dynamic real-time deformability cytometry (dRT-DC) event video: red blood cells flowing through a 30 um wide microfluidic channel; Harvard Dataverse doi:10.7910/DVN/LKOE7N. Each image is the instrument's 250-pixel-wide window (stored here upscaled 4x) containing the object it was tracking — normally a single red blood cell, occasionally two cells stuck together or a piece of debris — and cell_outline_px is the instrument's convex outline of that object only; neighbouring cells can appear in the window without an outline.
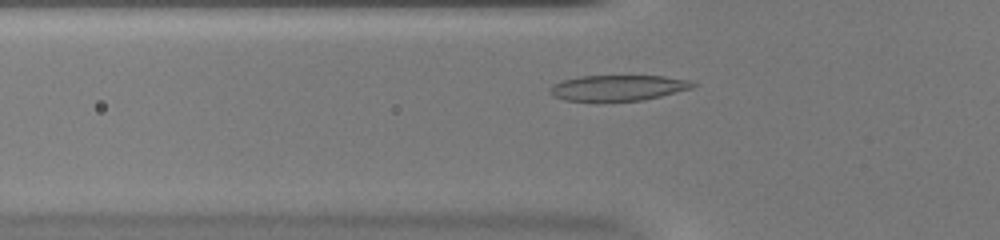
{"species": "common noctule bat (a hibernating species)", "species_latin": "Nyctalus noctula", "temperature_condition": "warm", "stored_images_in_passage": 43, "camera_frame_rate_fps": 3000, "um_per_image_px": 0.085, "animal": {"sex": "female", "body_mass_g": 20.0, "forearm_length_mm": 54.0}, "frame": {"image": 1, "passage_image": 9, "time_ms": 2.667, "image_size_px": [1000, 240], "cell_outline_px": [[700, 84], [692, 88], [644, 100], [596, 104], [564, 100], [552, 96], [548, 92], [548, 88], [552, 84], [560, 80], [580, 76], [664, 76], [692, 80]], "centroid_in_image_um": [52.46, 7.51], "position_along_channel_um": 73.3, "area_um2": 22.6}}
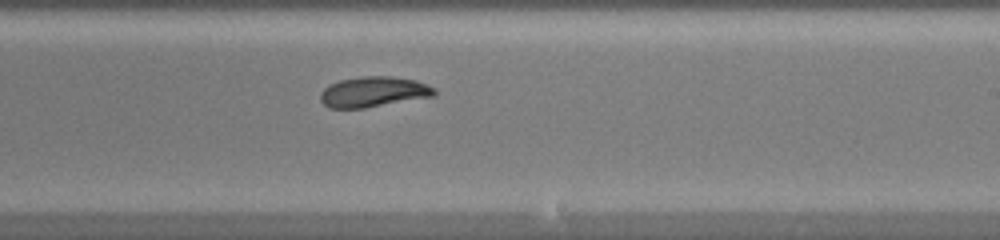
{"frame": {"image": 2, "passage_image": 23, "time_ms": 7.333, "image_size_px": [1000, 240], "cell_outline_px": [[436, 96], [364, 108], [328, 108], [320, 100], [320, 92], [328, 84], [340, 80], [364, 76], [388, 76], [416, 80], [436, 88]], "centroid_in_image_um": [31.75, 7.81], "position_along_channel_um": 257.2, "area_um2": 20.35}}
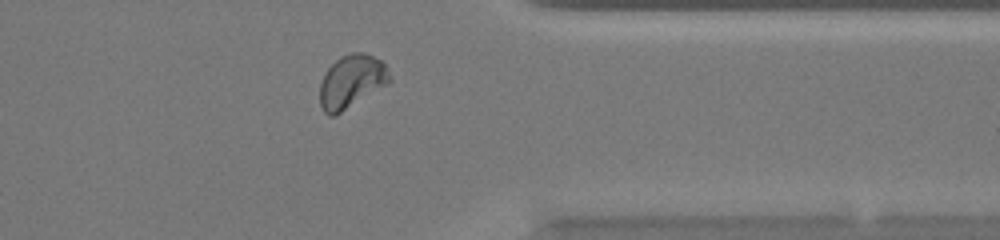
{"frame": {"image": 3, "passage_image": 33, "time_ms": 10.667, "image_size_px": [1000, 240], "cell_outline_px": [[392, 80], [388, 84], [336, 116], [328, 116], [324, 112], [320, 104], [320, 84], [324, 72], [340, 56], [352, 52], [364, 52], [380, 60], [384, 64], [392, 76]], "centroid_in_image_um": [29.88, 6.94], "position_along_channel_um": 381.5, "area_um2": 21.91}, "authors_computed_cell_mechanics": {"area_um2": 21.386, "velocity_mm_per_s": 3.941, "shape_relaxation_time_tau1_ms": 9.8723, "shape_relaxation_time_tau2_ms": 2.6952, "deformation_change_tau1": 0.2118, "deformation_change_tau2": 0.0478}}